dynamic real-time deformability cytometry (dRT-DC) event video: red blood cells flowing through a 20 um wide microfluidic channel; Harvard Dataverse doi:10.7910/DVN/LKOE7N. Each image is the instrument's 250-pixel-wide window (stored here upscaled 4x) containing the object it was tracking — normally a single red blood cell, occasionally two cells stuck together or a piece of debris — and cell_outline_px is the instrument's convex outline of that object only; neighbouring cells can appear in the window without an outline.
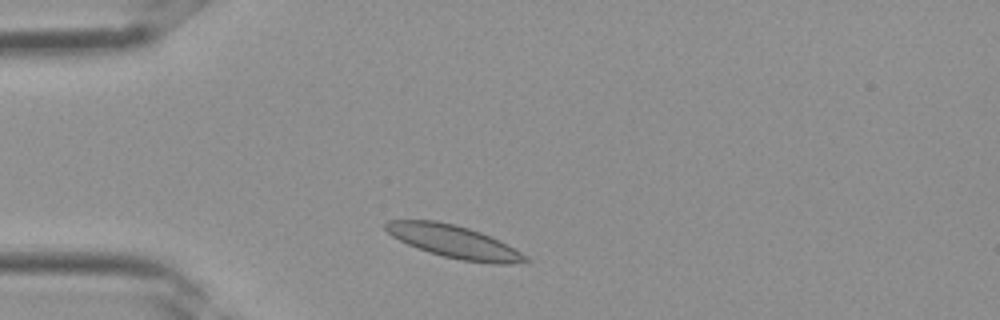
{"species": "Egyptian fruit bat (a non-hibernating species)", "species_latin": "Rousettus aegyptiacus", "temperature_condition": "room temperature", "stored_images_in_passage": 1, "camera_frame_rate_fps": 3000, "um_per_image_px": 0.085, "frame": {"image": 1, "passage_image": 1, "time_ms": 0.0, "image_size_px": [1000, 320], "cell_outline_px": [[532, 260], [512, 264], [496, 264], [460, 260], [444, 256], [408, 244], [392, 236], [384, 228], [384, 224], [388, 220], [436, 220], [468, 228], [480, 232], [500, 240], [528, 256]], "centroid_in_image_um": [38.63, 20.54], "position_along_channel_um": 46.4, "area_um2": 26.36}}